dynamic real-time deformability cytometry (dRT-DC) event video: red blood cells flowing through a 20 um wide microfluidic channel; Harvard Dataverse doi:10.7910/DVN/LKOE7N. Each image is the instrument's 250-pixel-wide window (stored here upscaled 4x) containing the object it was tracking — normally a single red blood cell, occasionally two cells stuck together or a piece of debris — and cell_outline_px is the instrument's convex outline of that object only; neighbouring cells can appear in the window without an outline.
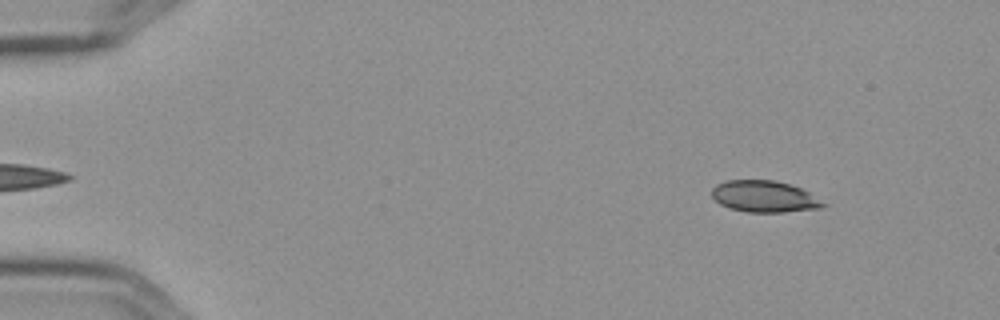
{"species": "Egyptian fruit bat (a non-hibernating species)", "species_latin": "Rousettus aegyptiacus", "temperature_condition": "cold", "stored_images_in_passage": 4, "camera_frame_rate_fps": 3000, "um_per_image_px": 0.085, "frame": {"image": 1, "passage_image": 1, "time_ms": 0.0, "image_size_px": [1000, 320], "cell_outline_px": [[828, 204], [820, 208], [784, 212], [748, 212], [732, 208], [720, 204], [712, 196], [712, 188], [716, 184], [728, 180], [776, 180], [800, 188], [808, 192]], "centroid_in_image_um": [64.97, 16.7], "position_along_channel_um": 20.0, "area_um2": 20.29}}
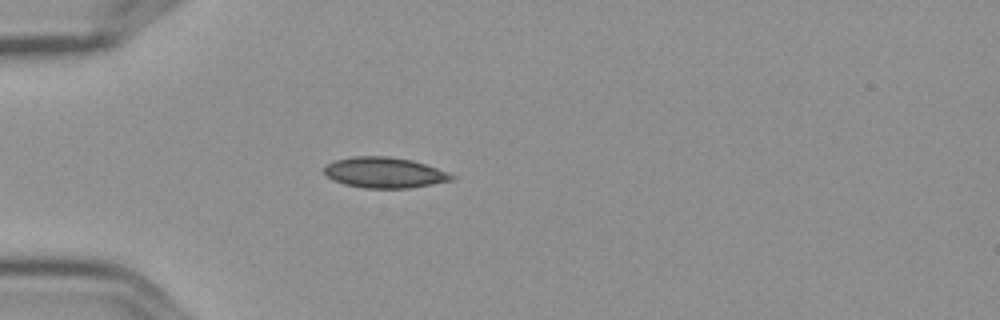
{"frame": {"image": 2, "passage_image": 3, "time_ms": 0.667, "image_size_px": [1000, 320], "cell_outline_px": [[456, 176], [452, 180], [432, 184], [408, 188], [364, 188], [344, 184], [332, 180], [324, 176], [324, 168], [328, 164], [336, 160], [352, 156], [388, 156], [412, 160], [448, 172]], "centroid_in_image_um": [32.65, 14.67], "position_along_channel_um": 52.4, "area_um2": 22.77}}